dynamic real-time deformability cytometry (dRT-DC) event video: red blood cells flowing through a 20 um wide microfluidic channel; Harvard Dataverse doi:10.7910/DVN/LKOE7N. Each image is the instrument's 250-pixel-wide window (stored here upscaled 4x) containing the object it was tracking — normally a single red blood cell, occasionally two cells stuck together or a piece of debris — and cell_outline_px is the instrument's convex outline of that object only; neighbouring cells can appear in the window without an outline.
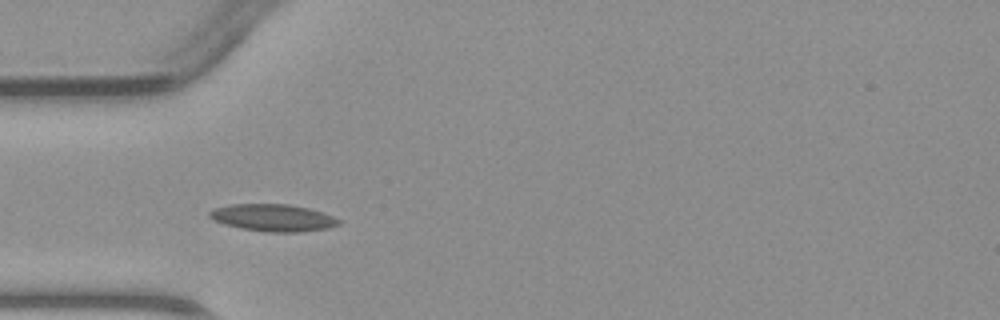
{"species": "common noctule bat (a hibernating species)", "species_latin": "Nyctalus noctula", "temperature_condition": "warm", "stored_images_in_passage": 4, "camera_frame_rate_fps": 3000, "um_per_image_px": 0.085, "animal": {"sex": "male", "body_mass_g": 23.1, "forearm_length_mm": 52.7}, "frame": {"image": 1, "passage_image": 4, "time_ms": 3.667, "image_size_px": [1000, 320], "cell_outline_px": [[340, 224], [328, 228], [300, 232], [268, 232], [240, 228], [224, 224], [212, 220], [208, 216], [208, 212], [216, 208], [232, 204], [288, 204], [308, 208], [332, 216], [340, 220]], "centroid_in_image_um": [23.18, 18.51], "position_along_channel_um": 61.8, "area_um2": 20.35}}